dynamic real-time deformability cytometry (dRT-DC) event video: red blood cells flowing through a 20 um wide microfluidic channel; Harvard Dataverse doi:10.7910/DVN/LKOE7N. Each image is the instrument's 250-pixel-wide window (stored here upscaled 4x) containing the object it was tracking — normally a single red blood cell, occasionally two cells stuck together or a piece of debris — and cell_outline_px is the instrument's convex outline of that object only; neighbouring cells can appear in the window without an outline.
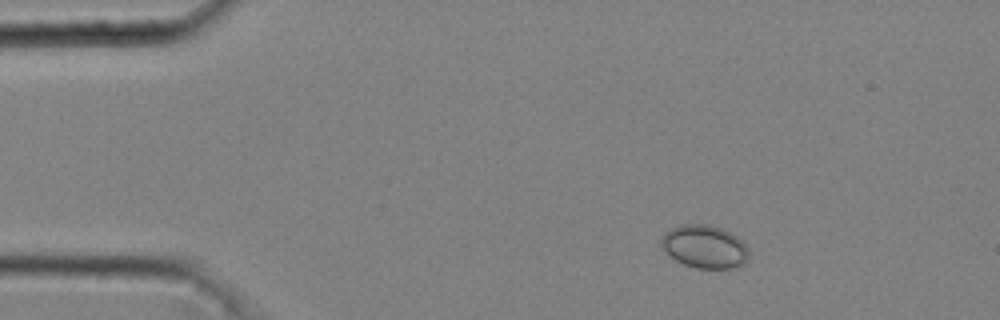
{"species": "common noctule bat (a hibernating species)", "species_latin": "Nyctalus noctula", "temperature_condition": "cold", "stored_images_in_passage": 41, "camera_frame_rate_fps": 3000, "um_per_image_px": 0.085, "animal": {"sex": "male", "body_mass_g": 20.4}, "frame": {"image": 1, "passage_image": 1, "time_ms": 0.0, "image_size_px": [1000, 320], "cell_outline_px": [[748, 252], [744, 264], [736, 268], [696, 268], [684, 264], [676, 260], [660, 244], [660, 240], [664, 232], [680, 224], [708, 224], [720, 228], [736, 236], [748, 248]], "centroid_in_image_um": [59.87, 20.96], "position_along_channel_um": 25.1, "area_um2": 21.73}}
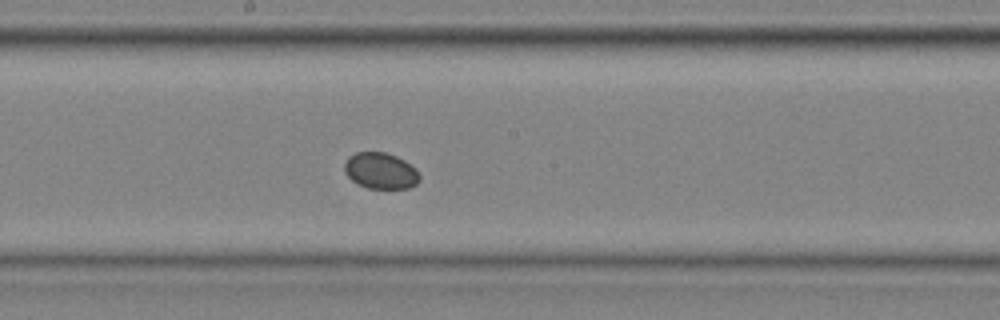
{"frame": {"image": 2, "passage_image": 20, "time_ms": 6.333, "image_size_px": [1000, 320], "cell_outline_px": [[420, 180], [416, 184], [408, 188], [368, 188], [356, 184], [344, 172], [344, 164], [348, 156], [356, 152], [384, 152], [396, 156], [404, 160], [416, 168], [420, 176]], "centroid_in_image_um": [32.34, 14.51], "position_along_channel_um": 215.9, "area_um2": 15.95}}
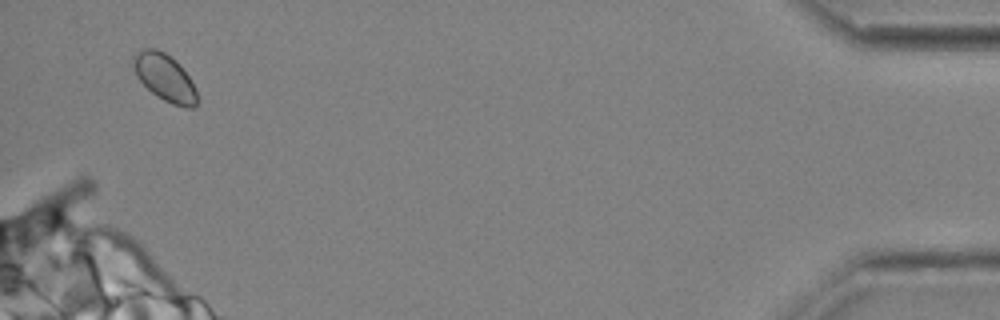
{"frame": {"image": 3, "passage_image": 40, "time_ms": 13.0, "image_size_px": [1000, 320], "cell_outline_px": [[196, 108], [184, 108], [172, 104], [156, 96], [136, 76], [132, 64], [132, 56], [144, 48], [156, 48], [164, 52], [176, 60], [188, 76], [196, 88]], "centroid_in_image_um": [13.99, 6.59], "position_along_channel_um": 421.2, "area_um2": 17.51}, "authors_computed_cell_mechanics": {"area_um2": 16.5886, "velocity_mm_per_s": 4.0218, "shape_relaxation_time_tau1_ms": 1.5311, "shape_relaxation_time_tau2_ms": null, "deformation_change_tau1": 0.0257, "deformation_change_tau2": null}}